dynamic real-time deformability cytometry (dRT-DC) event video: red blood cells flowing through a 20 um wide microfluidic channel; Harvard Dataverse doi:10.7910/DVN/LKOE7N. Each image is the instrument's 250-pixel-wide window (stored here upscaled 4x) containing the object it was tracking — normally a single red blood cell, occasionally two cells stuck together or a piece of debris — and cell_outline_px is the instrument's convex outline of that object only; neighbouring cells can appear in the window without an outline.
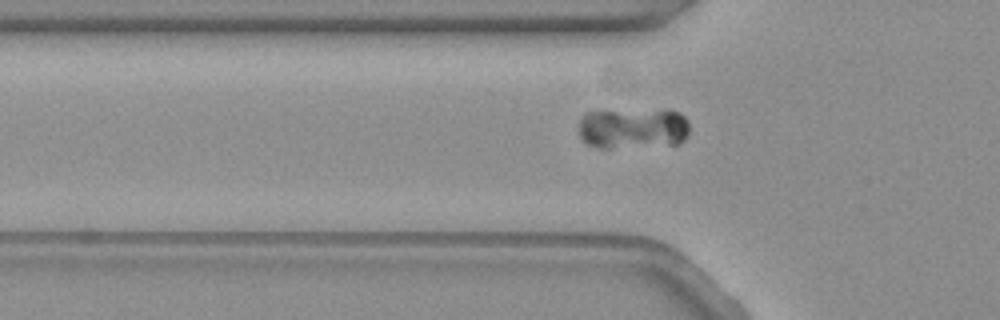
{"species": "common noctule bat (a hibernating species)", "species_latin": "Nyctalus noctula", "temperature_condition": "warm", "stored_images_in_passage": 33, "camera_frame_rate_fps": 3000, "um_per_image_px": 0.085, "animal": {"sex": "female", "body_mass_g": 19.3, "forearm_length_mm": 54.1}, "frame": {"image": 1, "passage_image": 10, "time_ms": 3.0, "image_size_px": [1000, 320], "cell_outline_px": [[688, 136], [680, 144], [608, 148], [596, 148], [588, 144], [580, 136], [580, 120], [584, 112], [680, 112], [688, 120]], "centroid_in_image_um": [53.81, 10.96], "position_along_channel_um": 72.0, "area_um2": 25.66}}